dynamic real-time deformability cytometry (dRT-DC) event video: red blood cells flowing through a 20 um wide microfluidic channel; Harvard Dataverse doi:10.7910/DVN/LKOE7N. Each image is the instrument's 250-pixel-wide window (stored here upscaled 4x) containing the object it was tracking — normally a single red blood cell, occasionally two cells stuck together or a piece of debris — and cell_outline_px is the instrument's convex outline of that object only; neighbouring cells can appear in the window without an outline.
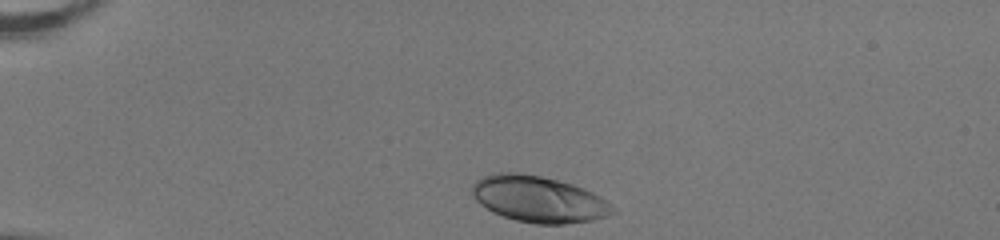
{"species": "human", "species_latin": "Homo sapiens", "temperature_condition": "room temperature", "stored_images_in_passage": 33, "camera_frame_rate_fps": 3000, "um_per_image_px": 0.085, "donor": {"sex": "female"}, "frame": {"image": 1, "passage_image": 1, "time_ms": 0.0, "image_size_px": [1000, 240], "cell_outline_px": [[616, 212], [592, 220], [564, 224], [536, 224], [516, 220], [492, 212], [480, 204], [472, 196], [472, 184], [476, 180], [492, 172], [520, 172], [540, 176], [572, 184], [584, 188], [600, 196], [616, 208]], "centroid_in_image_um": [45.76, 16.92], "position_along_channel_um": 39.2, "area_um2": 37.97}}
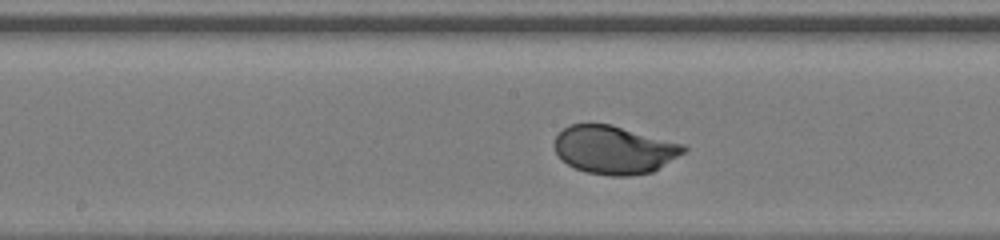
{"frame": {"image": 2, "passage_image": 17, "time_ms": 5.333, "image_size_px": [1000, 240], "cell_outline_px": [[688, 148], [684, 152], [652, 172], [628, 176], [608, 176], [588, 172], [576, 168], [568, 164], [556, 152], [552, 144], [556, 136], [568, 124], [612, 124], [684, 144]], "centroid_in_image_um": [52.2, 12.72], "position_along_channel_um": 196.0, "area_um2": 36.18}}
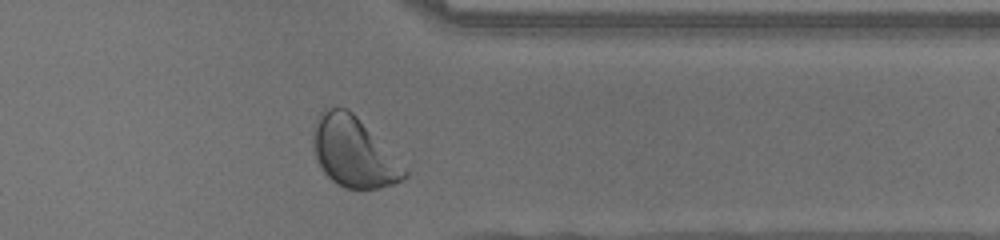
{"frame": {"image": 3, "passage_image": 31, "time_ms": 10.0, "image_size_px": [1000, 240], "cell_outline_px": [[408, 176], [404, 180], [380, 188], [344, 188], [332, 180], [324, 172], [316, 156], [312, 136], [312, 132], [316, 120], [320, 112], [324, 108], [348, 108], [356, 116], [408, 172]], "centroid_in_image_um": [30.02, 12.93], "position_along_channel_um": 381.4, "area_um2": 36.3}, "authors_computed_cell_mechanics": {"area_um2": 36.2984, "velocity_mm_per_s": 4.0092, "shape_relaxation_time_tau1_ms": 1.9761, "shape_relaxation_time_tau2_ms": null, "deformation_change_tau1": 0.1477, "deformation_change_tau2": null}}